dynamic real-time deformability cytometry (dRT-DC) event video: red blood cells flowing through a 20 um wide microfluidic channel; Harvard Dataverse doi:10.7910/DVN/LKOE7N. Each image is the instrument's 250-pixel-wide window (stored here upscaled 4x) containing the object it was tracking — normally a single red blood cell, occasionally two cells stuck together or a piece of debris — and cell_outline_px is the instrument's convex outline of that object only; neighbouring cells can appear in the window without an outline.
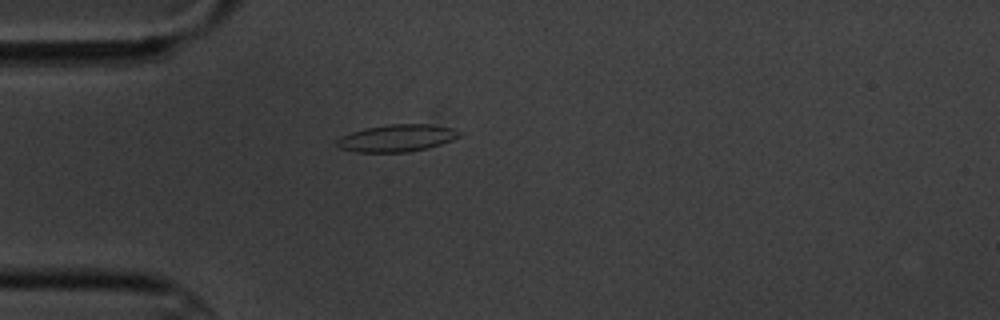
{"species": "common noctule bat (a hibernating species)", "species_latin": "Nyctalus noctula", "temperature_condition": "cold", "stored_images_in_passage": 3, "camera_frame_rate_fps": 3000, "um_per_image_px": 0.085, "animal": {"sex": "male", "body_mass_g": 20.1, "forearm_length_mm": 53.5}, "frame": {"image": 1, "passage_image": 2, "time_ms": 1.333, "image_size_px": [1000, 320], "cell_outline_px": [[464, 132], [460, 136], [452, 140], [428, 148], [408, 152], [356, 152], [340, 148], [336, 144], [336, 140], [340, 136], [364, 128], [388, 124], [428, 124], [452, 128]], "centroid_in_image_um": [33.74, 11.73], "position_along_channel_um": 51.3, "area_um2": 19.48}}